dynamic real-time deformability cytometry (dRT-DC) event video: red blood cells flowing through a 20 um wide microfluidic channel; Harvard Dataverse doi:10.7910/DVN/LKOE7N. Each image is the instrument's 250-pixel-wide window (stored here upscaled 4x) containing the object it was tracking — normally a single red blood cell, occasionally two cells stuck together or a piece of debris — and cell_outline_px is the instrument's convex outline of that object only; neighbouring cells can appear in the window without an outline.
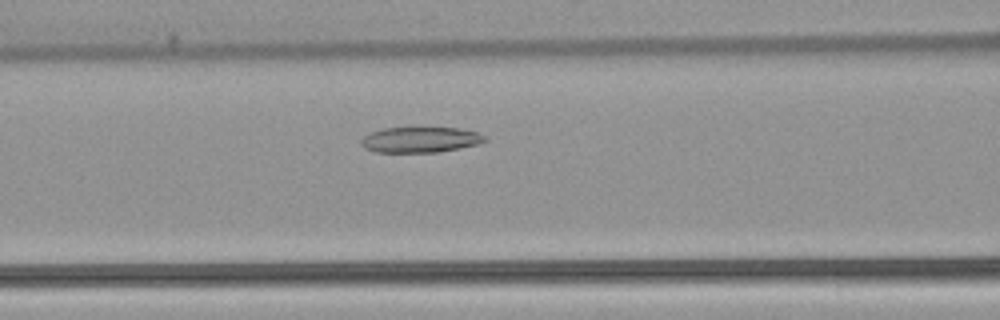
{"species": "common noctule bat (a hibernating species)", "species_latin": "Nyctalus noctula", "temperature_condition": "warm", "stored_images_in_passage": 47, "camera_frame_rate_fps": 3000, "um_per_image_px": 0.085, "animal": {"sex": "female", "body_mass_g": 22.7, "forearm_length_mm": 54.2}, "frame": {"image": 1, "passage_image": 16, "time_ms": 5.0, "image_size_px": [1000, 320], "cell_outline_px": [[488, 140], [476, 144], [460, 148], [436, 152], [376, 152], [364, 148], [360, 144], [360, 140], [368, 132], [384, 128], [456, 128], [476, 132], [484, 136]], "centroid_in_image_um": [35.66, 11.88], "position_along_channel_um": 130.9, "area_um2": 18.32}}
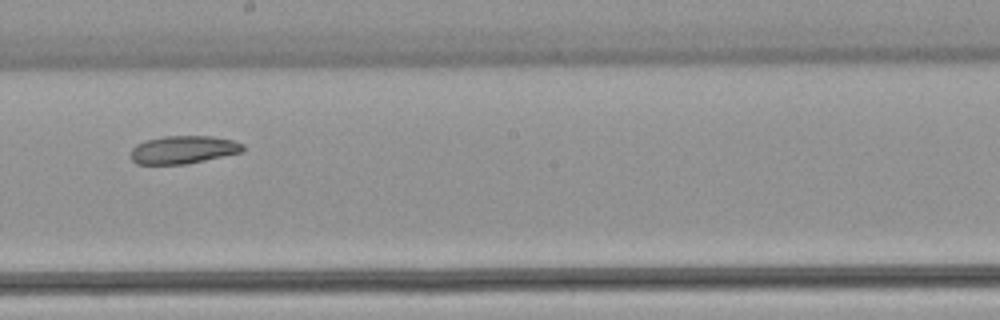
{"frame": {"image": 2, "passage_image": 24, "time_ms": 7.667, "image_size_px": [1000, 320], "cell_outline_px": [[244, 148], [240, 152], [204, 160], [184, 164], [136, 164], [128, 156], [132, 148], [136, 144], [148, 140], [164, 136], [212, 136], [232, 140], [244, 144]], "centroid_in_image_um": [15.52, 12.72], "position_along_channel_um": 232.7, "area_um2": 18.15}}
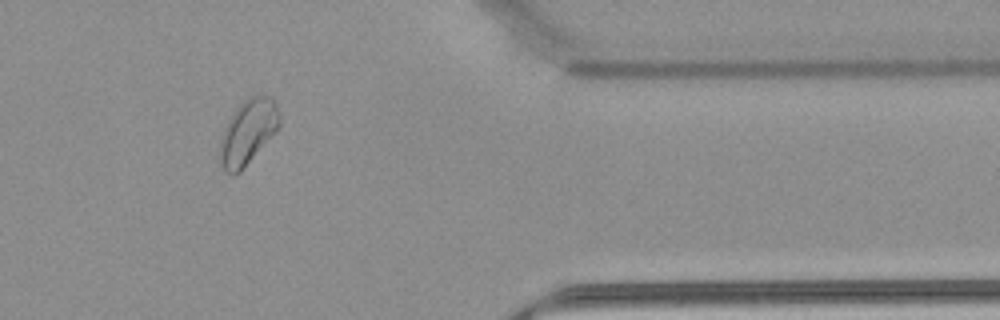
{"frame": {"image": 3, "passage_image": 38, "time_ms": 12.333, "image_size_px": [1000, 320], "cell_outline_px": [[280, 124], [276, 132], [240, 172], [224, 172], [220, 160], [220, 140], [224, 128], [228, 120], [236, 108], [248, 96], [272, 96], [280, 112]], "centroid_in_image_um": [21.09, 11.19], "position_along_channel_um": 390.3, "area_um2": 22.37}}